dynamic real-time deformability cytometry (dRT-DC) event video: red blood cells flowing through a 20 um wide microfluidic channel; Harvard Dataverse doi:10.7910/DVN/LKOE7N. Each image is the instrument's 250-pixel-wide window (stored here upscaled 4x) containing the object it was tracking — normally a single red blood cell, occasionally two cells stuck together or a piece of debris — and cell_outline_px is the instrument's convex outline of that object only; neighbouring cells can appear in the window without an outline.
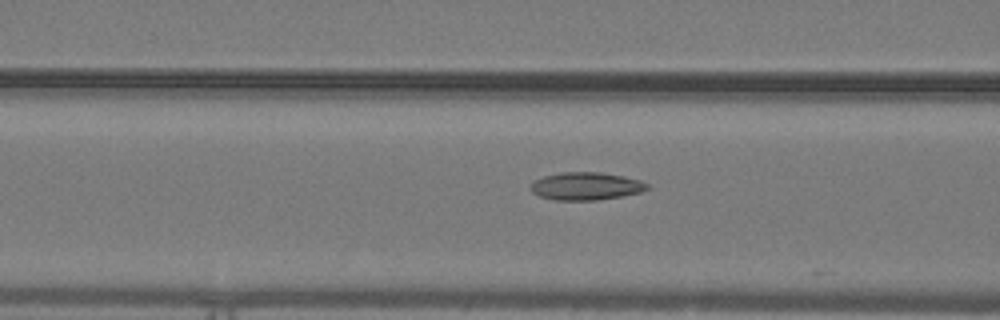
{"species": "common noctule bat (a hibernating species)", "species_latin": "Nyctalus noctula", "temperature_condition": "warm", "stored_images_in_passage": 22, "camera_frame_rate_fps": 3000, "um_per_image_px": 0.085, "animal": {"sex": "male", "body_mass_g": 19.2, "forearm_length_mm": 51.8}, "frame": {"image": 1, "passage_image": 21, "time_ms": 6.667, "image_size_px": [1000, 320], "cell_outline_px": [[652, 188], [640, 192], [620, 196], [596, 200], [556, 200], [540, 196], [532, 192], [528, 188], [528, 184], [544, 176], [560, 172], [600, 172], [624, 176], [640, 180], [648, 184]], "centroid_in_image_um": [49.79, 15.81], "position_along_channel_um": 116.8, "area_um2": 18.96}}